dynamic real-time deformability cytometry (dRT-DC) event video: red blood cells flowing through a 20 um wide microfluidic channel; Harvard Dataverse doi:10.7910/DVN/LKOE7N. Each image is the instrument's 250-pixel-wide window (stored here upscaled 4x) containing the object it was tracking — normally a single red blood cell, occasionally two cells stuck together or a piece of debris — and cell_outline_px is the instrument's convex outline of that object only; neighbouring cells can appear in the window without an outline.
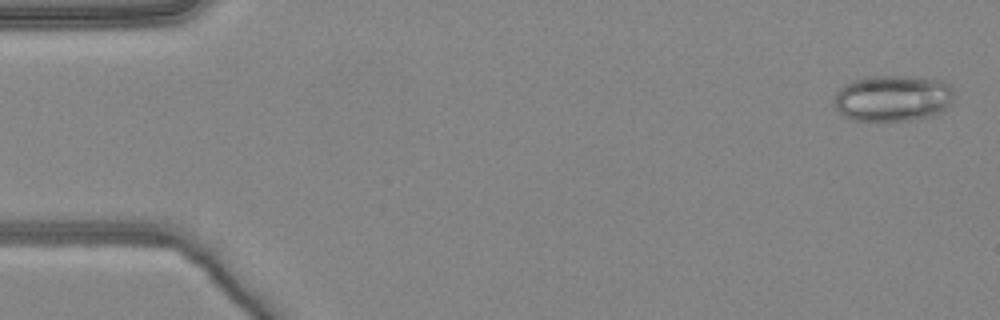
{"species": "common noctule bat (a hibernating species)", "species_latin": "Nyctalus noctula", "temperature_condition": "warm", "stored_images_in_passage": 7, "camera_frame_rate_fps": 3000, "um_per_image_px": 0.085, "animal": {"sex": "female", "body_mass_g": 24.6, "forearm_length_mm": 56.2}, "frame": {"image": 1, "passage_image": 1, "time_ms": 0.0, "image_size_px": [1000, 320], "cell_outline_px": [[952, 104], [944, 112], [932, 116], [912, 120], [852, 120], [844, 116], [832, 104], [836, 92], [844, 84], [852, 80], [864, 76], [912, 76], [940, 80], [948, 84], [952, 88]], "centroid_in_image_um": [75.88, 8.34], "position_along_channel_um": 9.1, "area_um2": 32.77}}